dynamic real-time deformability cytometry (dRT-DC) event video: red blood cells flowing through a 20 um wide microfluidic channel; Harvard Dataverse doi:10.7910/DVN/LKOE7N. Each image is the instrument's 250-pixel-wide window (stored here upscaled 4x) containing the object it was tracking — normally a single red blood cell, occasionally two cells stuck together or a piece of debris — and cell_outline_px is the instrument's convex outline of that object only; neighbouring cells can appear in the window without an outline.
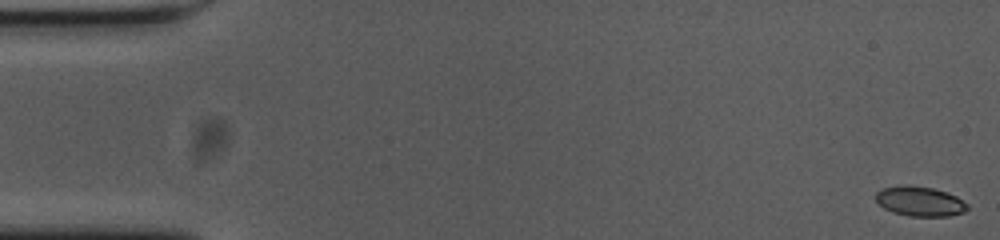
{"species": "common noctule bat (a hibernating species)", "species_latin": "Nyctalus noctula", "temperature_condition": "cold", "stored_images_in_passage": 56, "camera_frame_rate_fps": 3000, "um_per_image_px": 0.085, "animal": {"sex": "female", "body_mass_g": 23.0, "forearm_length_mm": 53.4}, "frame": {"image": 1, "passage_image": 1, "time_ms": 0.0, "image_size_px": [1000, 240], "cell_outline_px": [[968, 208], [964, 212], [948, 216], [908, 216], [892, 212], [884, 208], [876, 200], [876, 192], [884, 188], [904, 184], [932, 188], [948, 192], [956, 196], [968, 204]], "centroid_in_image_um": [78.2, 17.11], "position_along_channel_um": 6.8, "area_um2": 15.9}}
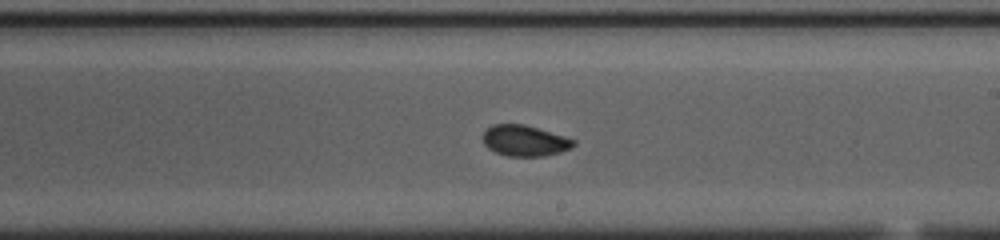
{"frame": {"image": 2, "passage_image": 32, "time_ms": 10.333, "image_size_px": [1000, 240], "cell_outline_px": [[576, 144], [572, 148], [560, 152], [544, 156], [508, 156], [496, 152], [488, 148], [484, 144], [484, 132], [492, 124], [524, 124], [564, 136], [576, 140]], "centroid_in_image_um": [44.63, 11.96], "position_along_channel_um": 244.4, "area_um2": 16.24}}
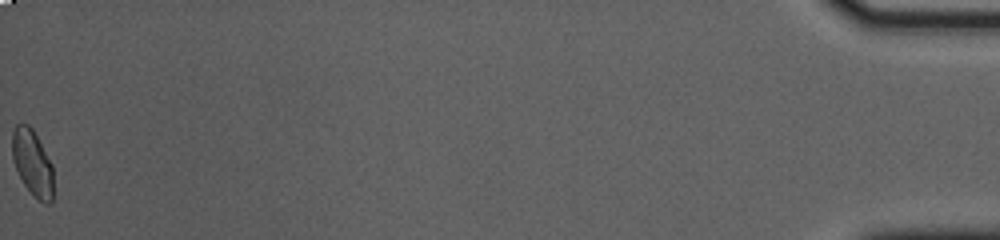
{"frame": {"image": 3, "passage_image": 56, "time_ms": 18.333, "image_size_px": [1000, 240], "cell_outline_px": [[52, 200], [48, 204], [44, 204], [24, 184], [12, 160], [12, 132], [16, 124], [28, 124], [32, 128], [52, 164]], "centroid_in_image_um": [2.74, 13.81], "position_along_channel_um": 432.5, "area_um2": 15.49}, "authors_computed_cell_mechanics": {"area_um2": 16.0106, "velocity_mm_per_s": 3.6675, "shape_relaxation_time_tau1_ms": 1.9402, "shape_relaxation_time_tau2_ms": 2.2461, "deformation_change_tau1": 0.0938, "deformation_change_tau2": 0.06}}